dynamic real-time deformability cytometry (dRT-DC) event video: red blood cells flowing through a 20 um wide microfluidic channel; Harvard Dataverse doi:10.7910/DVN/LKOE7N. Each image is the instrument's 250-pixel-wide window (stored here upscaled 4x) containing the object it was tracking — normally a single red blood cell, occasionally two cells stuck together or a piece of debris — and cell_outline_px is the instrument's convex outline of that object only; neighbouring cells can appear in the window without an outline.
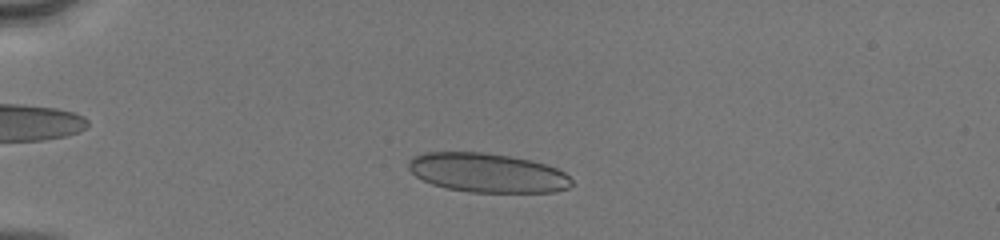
{"species": "human", "species_latin": "Homo sapiens", "temperature_condition": "cold", "stored_images_in_passage": 45, "camera_frame_rate_fps": 3000, "um_per_image_px": 0.085, "donor": {"sex": "male"}, "frame": {"image": 1, "passage_image": 8, "time_ms": 2.333, "image_size_px": [1000, 240], "cell_outline_px": [[572, 184], [568, 188], [556, 192], [468, 192], [448, 188], [432, 184], [416, 176], [408, 168], [408, 160], [412, 156], [424, 152], [484, 152], [512, 156], [532, 160], [548, 164], [564, 172], [572, 180]], "centroid_in_image_um": [41.43, 14.68], "position_along_channel_um": 43.6, "area_um2": 37.51}}
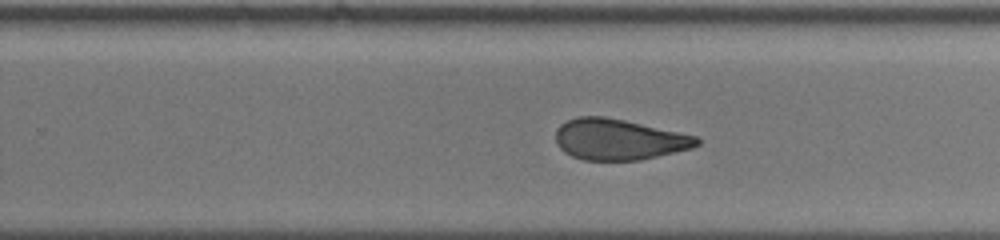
{"frame": {"image": 2, "passage_image": 28, "time_ms": 9.0, "image_size_px": [1000, 240], "cell_outline_px": [[700, 144], [692, 148], [640, 160], [584, 160], [572, 156], [564, 152], [556, 144], [556, 128], [560, 124], [576, 116], [604, 116], [624, 120], [680, 132], [696, 136], [700, 140]], "centroid_in_image_um": [52.57, 11.85], "position_along_channel_um": 277.2, "area_um2": 33.7}}
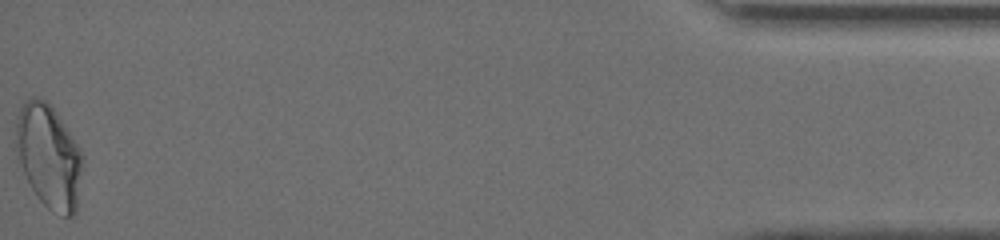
{"frame": {"image": 3, "passage_image": 45, "time_ms": 14.667, "image_size_px": [1000, 240], "cell_outline_px": [[84, 160], [76, 212], [72, 216], [64, 216], [52, 212], [36, 196], [20, 164], [16, 144], [16, 116], [24, 100], [32, 96], [36, 96], [44, 100], [56, 112], [80, 148], [84, 156]], "centroid_in_image_um": [4.17, 13.29], "position_along_channel_um": 431.0, "area_um2": 40.34}, "authors_computed_cell_mechanics": {"area_um2": 35.9516, "velocity_mm_per_s": 4.1416, "shape_relaxation_time_tau1_ms": 11.2768, "shape_relaxation_time_tau2_ms": 1.4081, "deformation_change_tau1": 0.2127, "deformation_change_tau2": 0.0955}}